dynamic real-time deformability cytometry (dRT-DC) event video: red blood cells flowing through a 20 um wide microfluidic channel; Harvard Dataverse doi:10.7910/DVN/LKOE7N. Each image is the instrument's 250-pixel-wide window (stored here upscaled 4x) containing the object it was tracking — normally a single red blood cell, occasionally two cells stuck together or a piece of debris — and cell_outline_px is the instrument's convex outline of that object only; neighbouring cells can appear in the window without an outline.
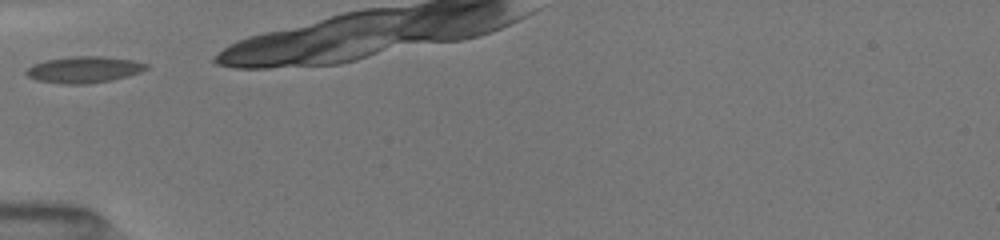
{"species": "common noctule bat (a hibernating species)", "species_latin": "Nyctalus noctula", "temperature_condition": "room temperature", "stored_images_in_passage": 8, "camera_frame_rate_fps": 3000, "um_per_image_px": 0.085, "animal": {"sex": "female", "body_mass_g": 19.5, "forearm_length_mm": 54.1}, "frame": {"image": 1, "passage_image": 1, "time_ms": 0.0, "image_size_px": [1000, 240], "cell_outline_px": [[148, 68], [140, 72], [128, 76], [112, 80], [88, 84], [60, 84], [36, 80], [28, 76], [24, 72], [24, 68], [32, 64], [44, 60], [68, 56], [104, 56], [132, 60], [148, 64]], "centroid_in_image_um": [7.08, 5.91], "position_along_channel_um": 77.9, "area_um2": 18.84}}